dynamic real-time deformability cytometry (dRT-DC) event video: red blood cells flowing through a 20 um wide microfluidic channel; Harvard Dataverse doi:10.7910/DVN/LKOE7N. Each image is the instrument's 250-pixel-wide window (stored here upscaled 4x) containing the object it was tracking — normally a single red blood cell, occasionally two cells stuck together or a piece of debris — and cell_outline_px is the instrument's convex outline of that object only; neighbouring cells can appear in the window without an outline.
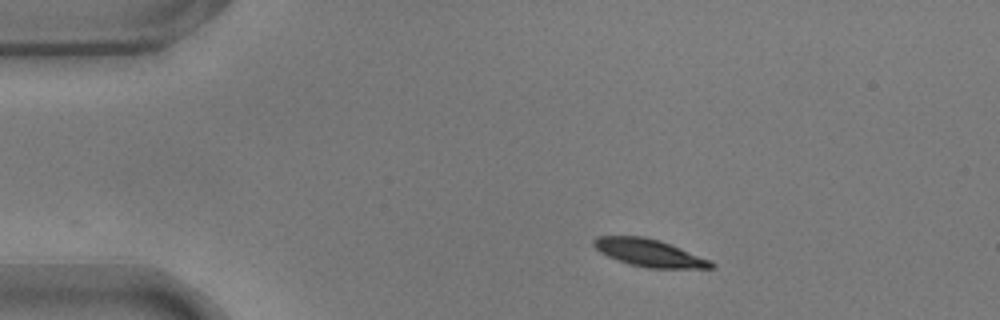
{"species": "common noctule bat (a hibernating species)", "species_latin": "Nyctalus noctula", "temperature_condition": "warm", "stored_images_in_passage": 47, "camera_frame_rate_fps": 3000, "um_per_image_px": 0.085, "animal": {"sex": "male", "body_mass_g": 17.9}, "frame": {"image": 1, "passage_image": 1, "time_ms": 0.0, "image_size_px": [1000, 320], "cell_outline_px": [[716, 264], [712, 268], [648, 268], [628, 264], [608, 256], [600, 252], [592, 244], [592, 240], [596, 236], [644, 236], [660, 240], [712, 260]], "centroid_in_image_um": [55.19, 21.49], "position_along_channel_um": 29.8, "area_um2": 18.9}}
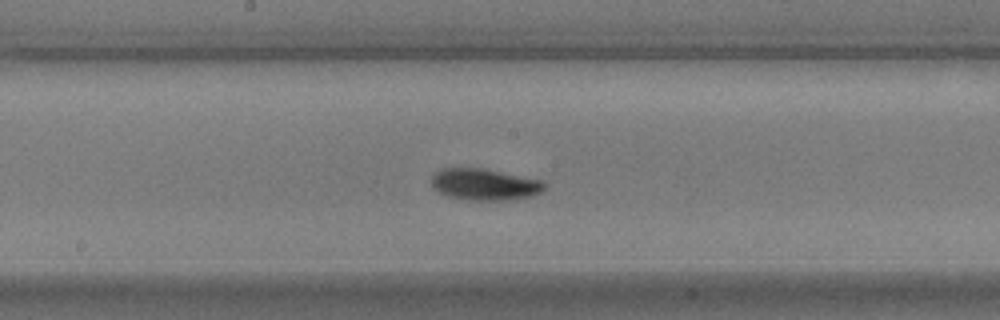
{"frame": {"image": 2, "passage_image": 20, "time_ms": 6.333, "image_size_px": [1000, 320], "cell_outline_px": [[548, 184], [540, 192], [532, 196], [508, 200], [468, 200], [448, 196], [432, 188], [432, 172], [440, 168], [480, 168], [540, 180]], "centroid_in_image_um": [41.14, 15.68], "position_along_channel_um": 207.1, "area_um2": 20.69}}
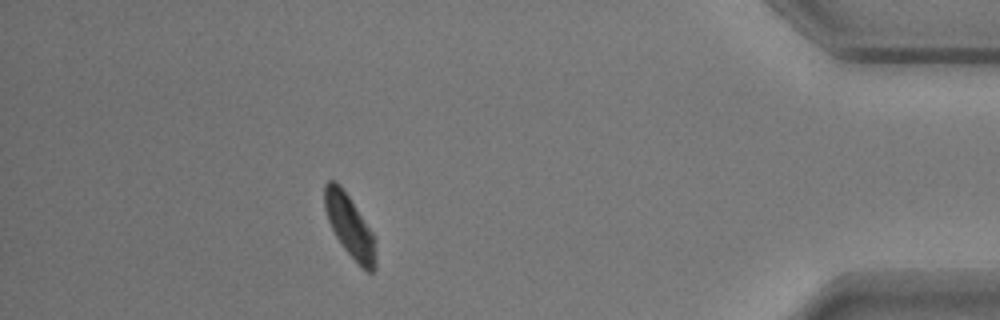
{"frame": {"image": 3, "passage_image": 40, "time_ms": 13.0, "image_size_px": [1000, 320], "cell_outline_px": [[376, 268], [372, 272], [368, 272], [344, 248], [336, 236], [328, 220], [324, 208], [324, 184], [328, 180], [336, 180], [340, 184], [372, 232], [376, 256]], "centroid_in_image_um": [29.69, 19.17], "position_along_channel_um": 405.5, "area_um2": 18.03}, "authors_computed_cell_mechanics": {"area_um2": 19.8254, "velocity_mm_per_s": 3.6837, "shape_relaxation_time_tau1_ms": 1.9881, "shape_relaxation_time_tau2_ms": null, "deformation_change_tau1": 0.1054, "deformation_change_tau2": null}}